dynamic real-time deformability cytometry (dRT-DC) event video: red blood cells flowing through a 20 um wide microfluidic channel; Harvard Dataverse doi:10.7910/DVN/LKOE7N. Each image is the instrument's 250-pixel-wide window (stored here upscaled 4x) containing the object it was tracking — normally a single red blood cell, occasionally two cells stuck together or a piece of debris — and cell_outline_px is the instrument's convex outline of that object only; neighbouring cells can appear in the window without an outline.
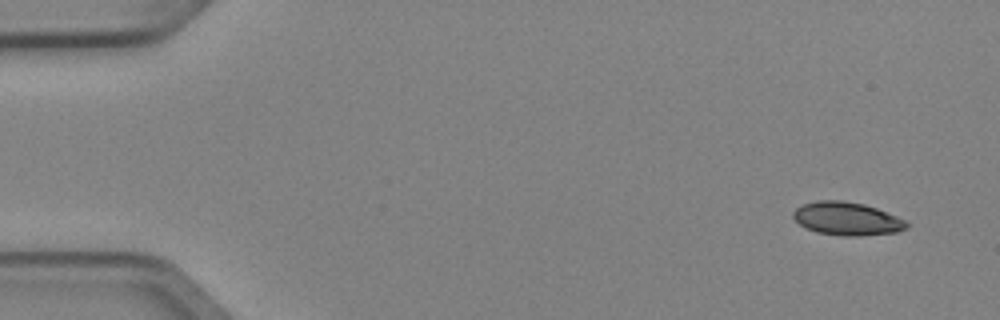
{"species": "Egyptian fruit bat (a non-hibernating species)", "species_latin": "Rousettus aegyptiacus", "temperature_condition": "cold", "stored_images_in_passage": 5, "camera_frame_rate_fps": 3000, "um_per_image_px": 0.085, "animal": {"sex": "female"}, "frame": {"image": 1, "passage_image": 1, "time_ms": 0.0, "image_size_px": [1000, 320], "cell_outline_px": [[908, 228], [896, 232], [860, 236], [844, 236], [816, 232], [800, 224], [792, 216], [792, 212], [800, 204], [816, 200], [844, 200], [864, 204], [876, 208], [896, 216], [904, 220], [908, 224]], "centroid_in_image_um": [71.96, 18.58], "position_along_channel_um": 13.0, "area_um2": 21.96}}
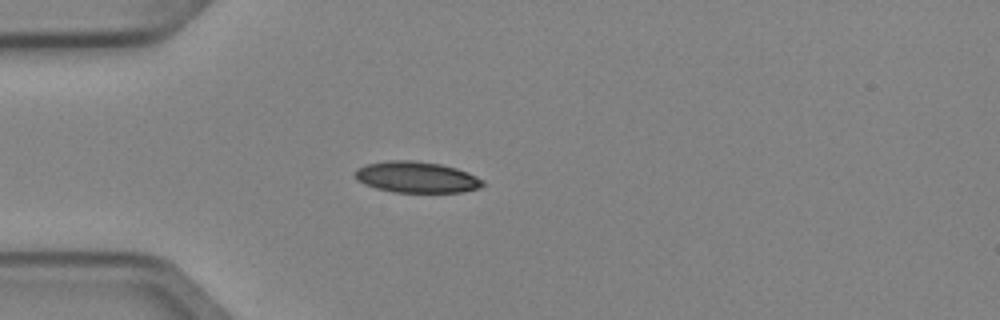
{"frame": {"image": 2, "passage_image": 4, "time_ms": 1.0, "image_size_px": [1000, 320], "cell_outline_px": [[484, 184], [480, 188], [464, 192], [392, 192], [376, 188], [364, 184], [356, 180], [356, 168], [368, 164], [388, 160], [412, 160], [440, 164], [456, 168], [468, 172], [484, 180]], "centroid_in_image_um": [35.42, 15.06], "position_along_channel_um": 49.6, "area_um2": 23.24}}